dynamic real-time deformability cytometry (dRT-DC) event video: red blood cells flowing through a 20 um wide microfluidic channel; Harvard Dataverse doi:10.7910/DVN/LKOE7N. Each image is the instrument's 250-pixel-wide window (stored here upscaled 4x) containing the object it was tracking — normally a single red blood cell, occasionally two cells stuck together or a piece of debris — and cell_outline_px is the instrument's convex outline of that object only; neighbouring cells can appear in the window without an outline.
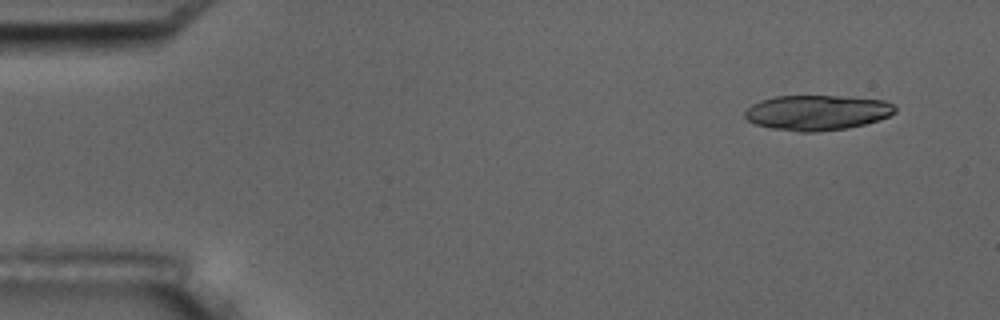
{"species": "common noctule bat (a hibernating species)", "species_latin": "Nyctalus noctula", "temperature_condition": "room temperature", "stored_images_in_passage": 15, "camera_frame_rate_fps": 3000, "um_per_image_px": 0.085, "animal": {"sex": "male", "body_mass_g": 17.5, "forearm_length_mm": 52.3}, "frame": {"image": 1, "passage_image": 1, "time_ms": 0.0, "image_size_px": [1000, 320], "cell_outline_px": [[896, 112], [880, 120], [848, 128], [816, 132], [800, 132], [772, 128], [756, 124], [748, 120], [744, 116], [744, 112], [752, 104], [760, 100], [776, 96], [848, 96], [884, 100], [892, 104], [896, 108]], "centroid_in_image_um": [69.47, 9.56], "position_along_channel_um": 15.5, "area_um2": 30.87}}
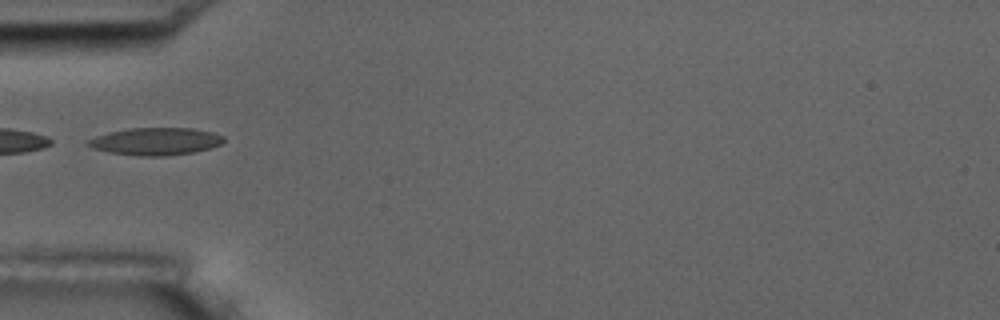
{"frame": {"image": 2, "passage_image": 5, "time_ms": 4.667, "image_size_px": [1000, 320], "cell_outline_px": [[224, 140], [220, 144], [212, 148], [192, 152], [164, 156], [140, 156], [112, 152], [92, 148], [84, 144], [84, 140], [108, 132], [128, 128], [192, 128], [212, 132], [224, 136]], "centroid_in_image_um": [13.19, 12.01], "position_along_channel_um": 71.8, "area_um2": 21.73}}